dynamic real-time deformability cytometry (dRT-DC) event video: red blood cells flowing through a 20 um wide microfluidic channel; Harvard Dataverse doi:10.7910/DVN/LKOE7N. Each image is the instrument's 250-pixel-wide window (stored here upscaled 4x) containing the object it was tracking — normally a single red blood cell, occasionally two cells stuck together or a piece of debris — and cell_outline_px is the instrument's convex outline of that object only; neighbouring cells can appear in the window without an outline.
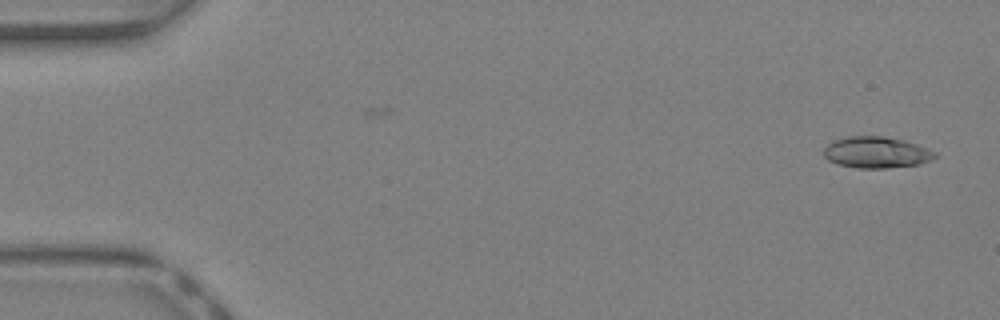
{"species": "Egyptian fruit bat (a non-hibernating species)", "species_latin": "Rousettus aegyptiacus", "temperature_condition": "warm", "stored_images_in_passage": 11, "camera_frame_rate_fps": 3000, "um_per_image_px": 0.085, "animal": {"sex": "female"}, "frame": {"image": 1, "passage_image": 1, "time_ms": 0.0, "image_size_px": [1000, 320], "cell_outline_px": [[936, 156], [932, 160], [920, 164], [888, 168], [856, 168], [836, 164], [828, 160], [824, 156], [824, 148], [828, 144], [836, 140], [848, 136], [884, 136], [904, 140], [916, 144], [936, 152]], "centroid_in_image_um": [74.49, 12.96], "position_along_channel_um": 10.5, "area_um2": 20.35}}
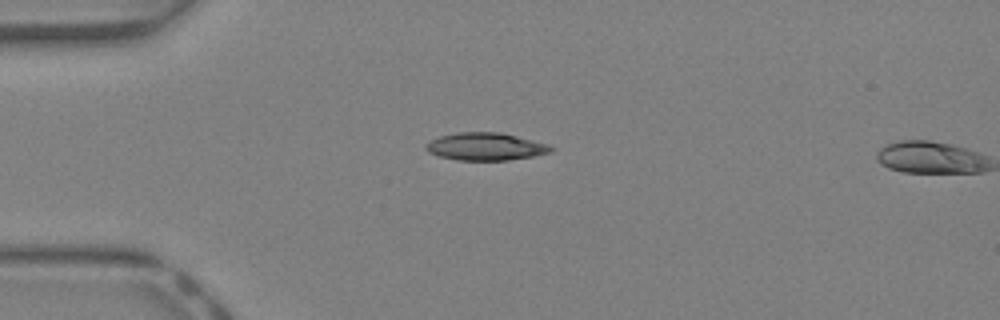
{"frame": {"image": 2, "passage_image": 10, "time_ms": 3.0, "image_size_px": [1000, 320], "cell_outline_px": [[556, 148], [552, 152], [532, 156], [508, 160], [456, 160], [440, 156], [428, 152], [424, 148], [424, 144], [440, 136], [456, 132], [500, 132], [548, 144]], "centroid_in_image_um": [41.27, 12.46], "position_along_channel_um": 43.7, "area_um2": 20.11}}